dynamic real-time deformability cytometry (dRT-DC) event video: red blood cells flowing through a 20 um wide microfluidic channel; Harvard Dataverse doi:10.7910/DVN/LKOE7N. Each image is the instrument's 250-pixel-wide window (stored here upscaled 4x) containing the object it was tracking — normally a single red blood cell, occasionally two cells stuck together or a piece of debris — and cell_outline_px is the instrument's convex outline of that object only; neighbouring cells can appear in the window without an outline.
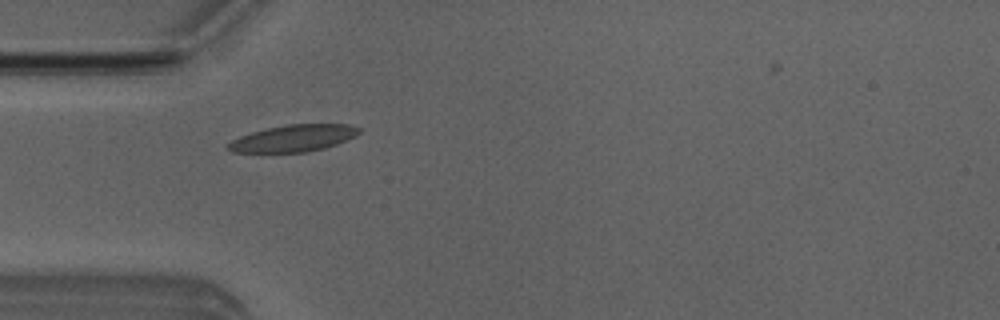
{"species": "Egyptian fruit bat (a non-hibernating species)", "species_latin": "Rousettus aegyptiacus", "temperature_condition": "room temperature", "stored_images_in_passage": 8, "camera_frame_rate_fps": 3000, "um_per_image_px": 0.085, "animal": {"sex": "male"}, "frame": {"image": 1, "passage_image": 1, "time_ms": 0.0, "image_size_px": [1000, 320], "cell_outline_px": [[360, 132], [356, 136], [336, 144], [324, 148], [304, 152], [232, 152], [224, 148], [232, 140], [240, 136], [252, 132], [268, 128], [288, 124], [352, 124], [360, 128]], "centroid_in_image_um": [24.95, 11.75], "position_along_channel_um": 60.1, "area_um2": 20.4}}
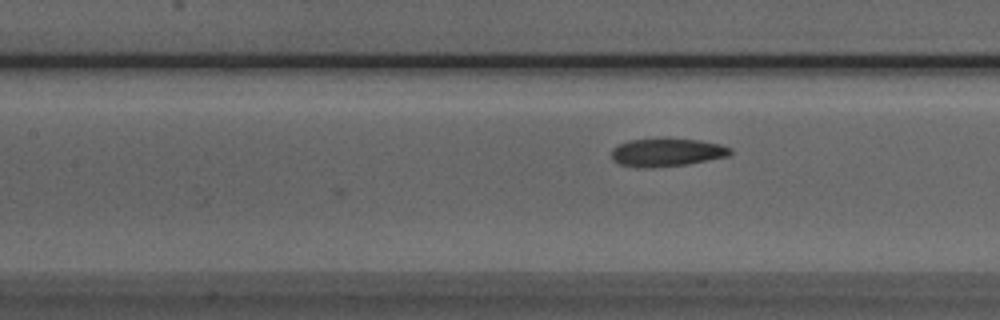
{"frame": {"image": 2, "passage_image": 8, "time_ms": 2.333, "image_size_px": [1000, 320], "cell_outline_px": [[732, 152], [728, 156], [688, 164], [644, 168], [636, 168], [620, 164], [612, 160], [612, 148], [628, 140], [700, 140], [720, 144], [732, 148]], "centroid_in_image_um": [56.67, 12.98], "position_along_channel_um": 150.7, "area_um2": 19.07}}